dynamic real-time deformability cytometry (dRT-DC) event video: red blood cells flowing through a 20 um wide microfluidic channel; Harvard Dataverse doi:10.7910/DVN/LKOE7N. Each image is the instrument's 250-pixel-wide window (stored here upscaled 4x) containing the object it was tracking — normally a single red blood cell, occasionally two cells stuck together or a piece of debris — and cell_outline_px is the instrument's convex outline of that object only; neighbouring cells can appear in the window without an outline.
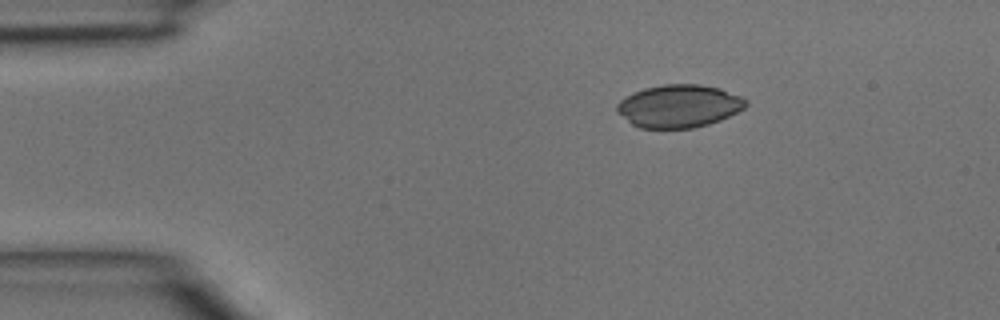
{"species": "common noctule bat (a hibernating species)", "species_latin": "Nyctalus noctula", "temperature_condition": "room temperature", "stored_images_in_passage": 2, "camera_frame_rate_fps": 3000, "um_per_image_px": 0.085, "animal": {"sex": "male", "body_mass_g": 15.6}, "frame": {"image": 1, "passage_image": 1, "time_ms": 0.0, "image_size_px": [1000, 320], "cell_outline_px": [[748, 104], [744, 108], [720, 120], [708, 124], [692, 128], [640, 128], [632, 124], [616, 112], [616, 104], [624, 96], [644, 88], [664, 84], [700, 84], [720, 88], [740, 96], [748, 100]], "centroid_in_image_um": [57.69, 9.01], "position_along_channel_um": 27.3, "area_um2": 32.25}}